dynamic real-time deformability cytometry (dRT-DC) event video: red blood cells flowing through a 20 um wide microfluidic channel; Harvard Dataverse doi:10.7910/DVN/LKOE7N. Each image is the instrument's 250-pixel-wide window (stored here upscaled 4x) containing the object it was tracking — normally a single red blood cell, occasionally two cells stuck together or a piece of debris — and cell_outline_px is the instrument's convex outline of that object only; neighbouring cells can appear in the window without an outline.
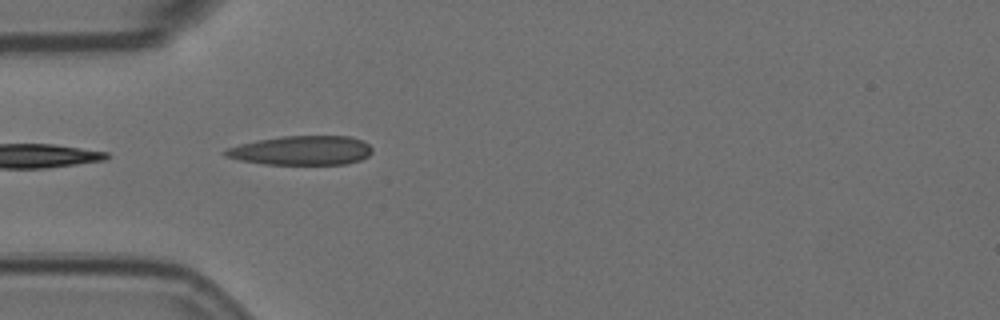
{"species": "Egyptian fruit bat (a non-hibernating species)", "species_latin": "Rousettus aegyptiacus", "temperature_condition": "room temperature", "stored_images_in_passage": 4, "camera_frame_rate_fps": 3000, "um_per_image_px": 0.085, "animal": {"sex": "female"}, "frame": {"image": 1, "passage_image": 4, "time_ms": 1.0, "image_size_px": [1000, 320], "cell_outline_px": [[372, 152], [368, 156], [360, 160], [344, 164], [264, 164], [240, 160], [224, 156], [220, 152], [224, 148], [256, 140], [284, 136], [348, 136], [364, 140], [372, 148]], "centroid_in_image_um": [25.59, 12.78], "position_along_channel_um": 59.4, "area_um2": 25.2}}